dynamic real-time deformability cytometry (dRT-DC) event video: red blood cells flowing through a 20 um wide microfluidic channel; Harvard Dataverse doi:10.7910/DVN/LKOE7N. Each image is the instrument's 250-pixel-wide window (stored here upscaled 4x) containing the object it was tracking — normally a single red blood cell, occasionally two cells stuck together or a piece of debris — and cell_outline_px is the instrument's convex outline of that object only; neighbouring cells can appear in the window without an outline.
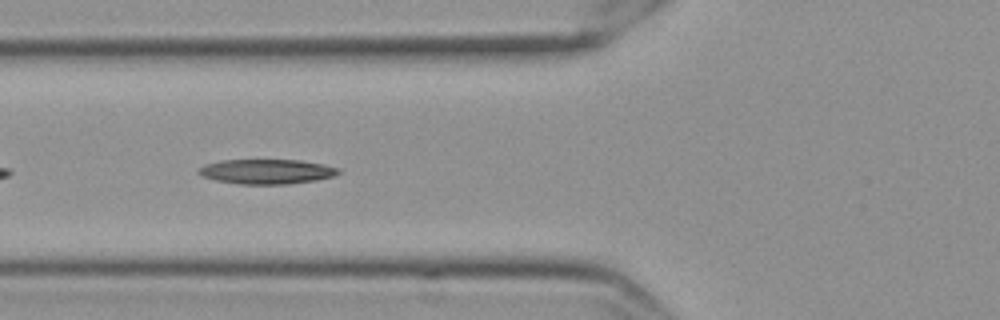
{"species": "Egyptian fruit bat (a non-hibernating species)", "species_latin": "Rousettus aegyptiacus", "temperature_condition": "cold", "stored_images_in_passage": 41, "camera_frame_rate_fps": 3000, "um_per_image_px": 0.085, "frame": {"image": 1, "passage_image": 6, "time_ms": 1.667, "image_size_px": [1000, 320], "cell_outline_px": [[340, 172], [332, 176], [316, 180], [288, 184], [240, 184], [216, 180], [204, 176], [196, 172], [204, 164], [220, 160], [300, 160], [324, 164], [340, 168]], "centroid_in_image_um": [22.67, 14.57], "position_along_channel_um": 103.1, "area_um2": 20.11}}
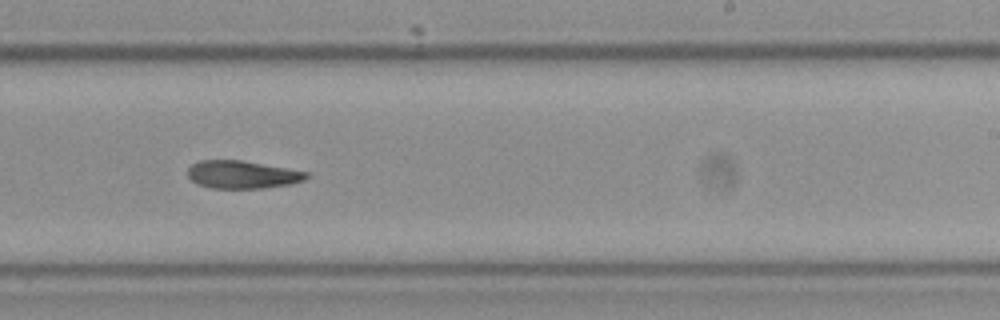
{"frame": {"image": 2, "passage_image": 20, "time_ms": 6.333, "image_size_px": [1000, 320], "cell_outline_px": [[308, 176], [304, 180], [292, 184], [260, 188], [212, 188], [200, 184], [192, 180], [188, 176], [188, 168], [192, 164], [200, 160], [240, 160], [308, 172]], "centroid_in_image_um": [20.59, 14.84], "position_along_channel_um": 268.4, "area_um2": 18.96}}
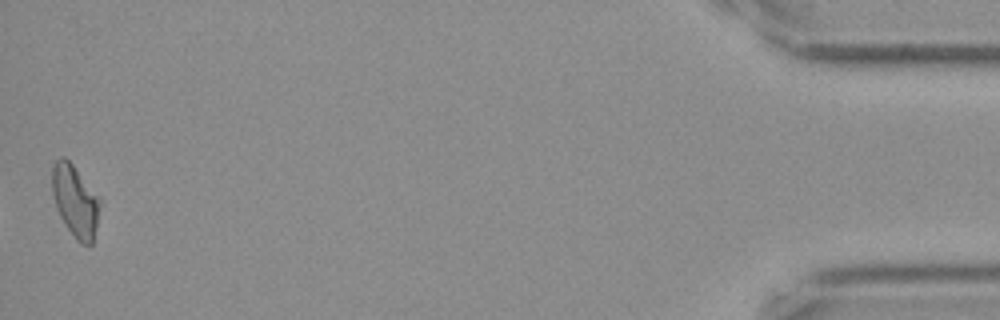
{"frame": {"image": 3, "passage_image": 41, "time_ms": 13.333, "image_size_px": [1000, 320], "cell_outline_px": [[100, 200], [96, 224], [92, 244], [80, 244], [76, 240], [60, 216], [56, 208], [52, 192], [52, 164], [60, 156], [64, 156], [72, 164]], "centroid_in_image_um": [6.35, 17.07], "position_along_channel_um": 428.9, "area_um2": 19.48}, "authors_computed_cell_mechanics": {"area_um2": 19.5942, "velocity_mm_per_s": 3.5299, "shape_relaxation_time_tau1_ms": null, "shape_relaxation_time_tau2_ms": 3.939, "deformation_change_tau1": null, "deformation_change_tau2": 0.107}}